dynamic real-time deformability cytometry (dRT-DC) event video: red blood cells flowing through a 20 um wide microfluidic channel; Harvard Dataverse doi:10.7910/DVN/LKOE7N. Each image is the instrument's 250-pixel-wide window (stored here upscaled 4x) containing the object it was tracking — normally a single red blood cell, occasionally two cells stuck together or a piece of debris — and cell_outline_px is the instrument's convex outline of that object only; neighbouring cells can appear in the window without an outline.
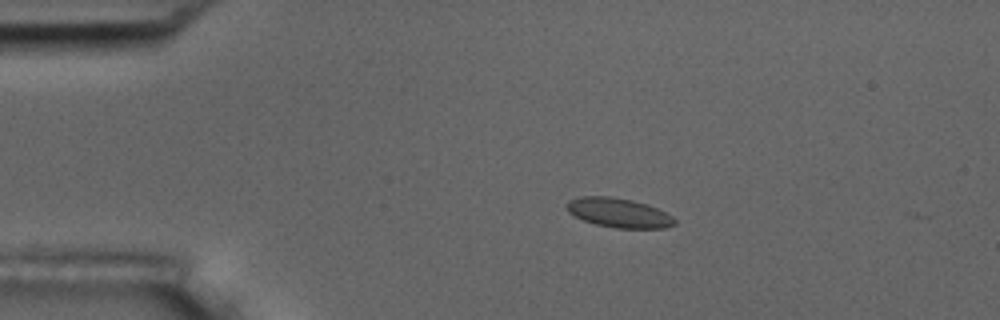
{"species": "common noctule bat (a hibernating species)", "species_latin": "Nyctalus noctula", "temperature_condition": "room temperature", "stored_images_in_passage": 9, "camera_frame_rate_fps": 3000, "um_per_image_px": 0.085, "animal": {"sex": "male", "body_mass_g": 17.5, "forearm_length_mm": 52.3}, "frame": {"image": 1, "passage_image": 2, "time_ms": 0.333, "image_size_px": [1000, 320], "cell_outline_px": [[676, 224], [664, 228], [616, 228], [596, 224], [584, 220], [568, 212], [564, 208], [564, 204], [568, 200], [580, 196], [608, 196], [632, 200], [648, 204], [672, 216], [676, 220]], "centroid_in_image_um": [52.56, 18.08], "position_along_channel_um": 32.4, "area_um2": 18.55}}
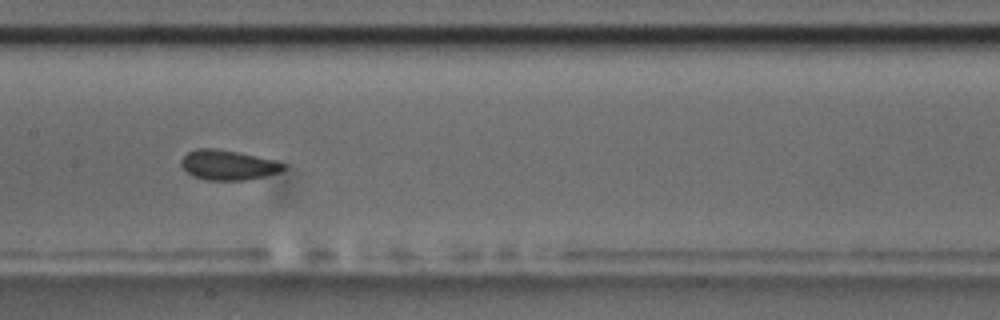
{"frame": {"image": 2, "passage_image": 7, "time_ms": 2.0, "image_size_px": [1000, 320], "cell_outline_px": [[288, 164], [280, 172], [248, 180], [204, 180], [192, 176], [180, 164], [180, 160], [188, 152], [196, 148], [216, 148], [276, 160]], "centroid_in_image_um": [19.39, 14.03], "position_along_channel_um": 188.0, "area_um2": 17.92}}
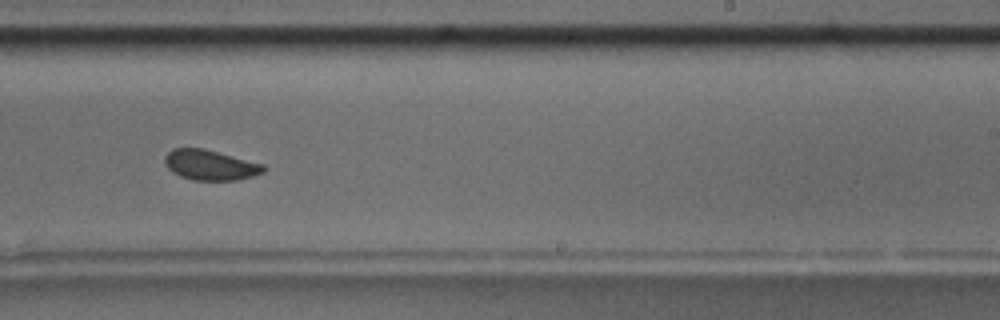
{"frame": {"image": 3, "passage_image": 9, "time_ms": 2.667, "image_size_px": [1000, 320], "cell_outline_px": [[268, 168], [264, 172], [252, 176], [236, 180], [192, 180], [180, 176], [172, 172], [164, 164], [164, 156], [172, 148], [204, 148], [264, 164]], "centroid_in_image_um": [17.86, 14.02], "position_along_channel_um": 271.1, "area_um2": 17.57}}